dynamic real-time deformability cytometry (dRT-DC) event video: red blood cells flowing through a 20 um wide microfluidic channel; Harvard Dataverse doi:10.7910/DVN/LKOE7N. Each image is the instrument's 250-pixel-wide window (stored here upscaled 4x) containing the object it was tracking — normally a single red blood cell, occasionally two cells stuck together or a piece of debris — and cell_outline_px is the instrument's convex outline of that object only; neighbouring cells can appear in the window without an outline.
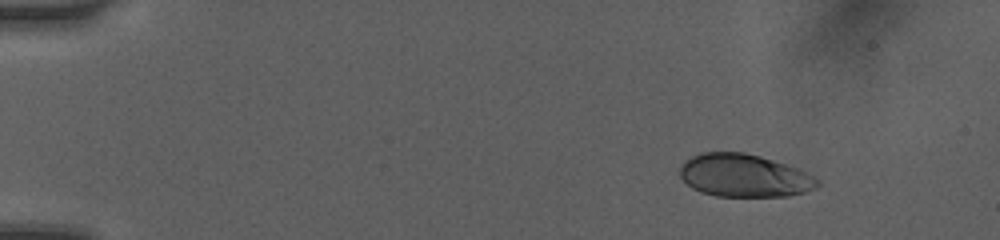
{"species": "human", "species_latin": "Homo sapiens", "temperature_condition": "room temperature", "stored_images_in_passage": 7, "camera_frame_rate_fps": 3000, "um_per_image_px": 0.085, "donor": {"sex": "female"}, "frame": {"image": 1, "passage_image": 1, "time_ms": 0.0, "image_size_px": [1000, 240], "cell_outline_px": [[820, 184], [816, 188], [804, 192], [788, 196], [716, 196], [700, 192], [692, 188], [680, 176], [680, 164], [684, 160], [700, 152], [744, 152], [760, 156], [800, 168], [808, 172], [820, 180]], "centroid_in_image_um": [63.27, 14.92], "position_along_channel_um": 21.7, "area_um2": 34.68}}
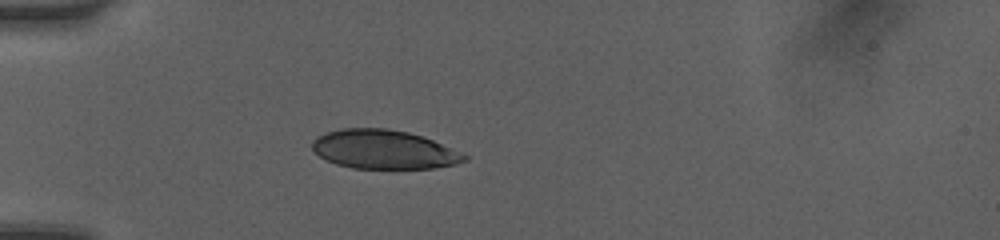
{"frame": {"image": 2, "passage_image": 4, "time_ms": 3.0, "image_size_px": [1000, 240], "cell_outline_px": [[468, 160], [456, 164], [432, 168], [352, 168], [336, 164], [320, 156], [312, 148], [312, 140], [316, 136], [340, 128], [388, 128], [408, 132], [432, 140], [468, 156]], "centroid_in_image_um": [32.59, 12.7], "position_along_channel_um": 52.4, "area_um2": 34.28}}
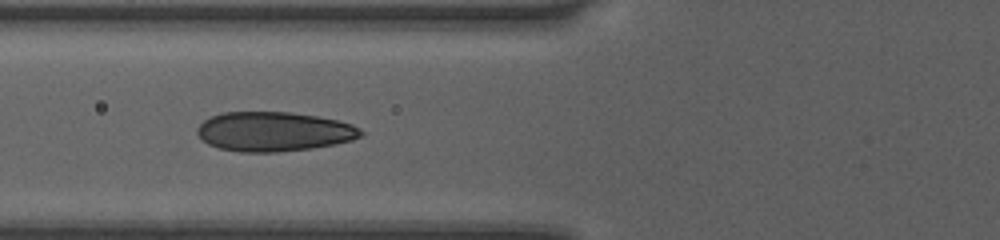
{"frame": {"image": 3, "passage_image": 6, "time_ms": 4.667, "image_size_px": [1000, 240], "cell_outline_px": [[364, 132], [360, 136], [352, 140], [336, 144], [312, 148], [276, 152], [240, 152], [220, 148], [208, 144], [196, 132], [196, 128], [204, 120], [212, 116], [224, 112], [288, 112], [316, 116], [336, 120], [352, 124], [360, 128]], "centroid_in_image_um": [23.28, 11.18], "position_along_channel_um": 102.5, "area_um2": 37.51}}